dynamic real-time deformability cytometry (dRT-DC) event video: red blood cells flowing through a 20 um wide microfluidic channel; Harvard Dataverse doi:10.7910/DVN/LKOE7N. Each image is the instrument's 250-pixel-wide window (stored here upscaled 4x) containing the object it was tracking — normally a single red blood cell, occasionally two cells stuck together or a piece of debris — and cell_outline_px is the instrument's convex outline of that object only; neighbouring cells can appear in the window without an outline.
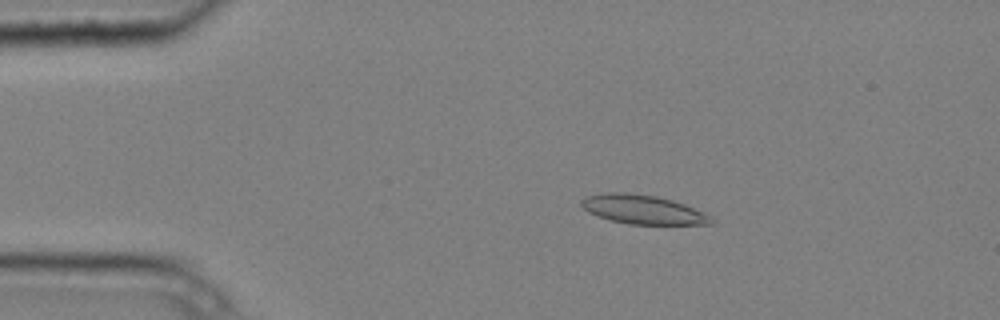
{"species": "common noctule bat (a hibernating species)", "species_latin": "Nyctalus noctula", "temperature_condition": "cold", "stored_images_in_passage": 6, "camera_frame_rate_fps": 3000, "um_per_image_px": 0.085, "animal": {"sex": "male", "body_mass_g": 20.4}, "frame": {"image": 1, "passage_image": 2, "time_ms": 0.333, "image_size_px": [1000, 320], "cell_outline_px": [[716, 220], [712, 224], [628, 224], [612, 220], [588, 212], [580, 204], [580, 200], [588, 196], [608, 192], [624, 192], [656, 196], [672, 200], [684, 204], [712, 216]], "centroid_in_image_um": [54.67, 17.81], "position_along_channel_um": 30.3, "area_um2": 21.79}}
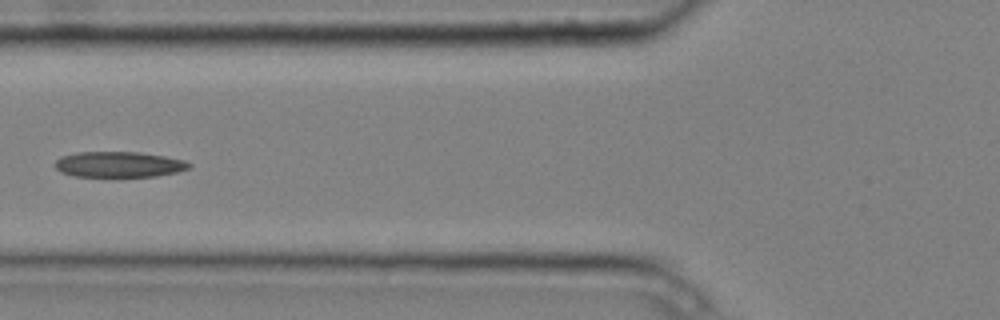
{"frame": {"image": 2, "passage_image": 5, "time_ms": 1.333, "image_size_px": [1000, 320], "cell_outline_px": [[192, 168], [176, 172], [156, 176], [72, 176], [60, 172], [56, 168], [56, 160], [60, 156], [76, 152], [140, 152], [164, 156], [184, 160], [192, 164]], "centroid_in_image_um": [10.11, 13.97], "position_along_channel_um": 115.7, "area_um2": 20.06}}
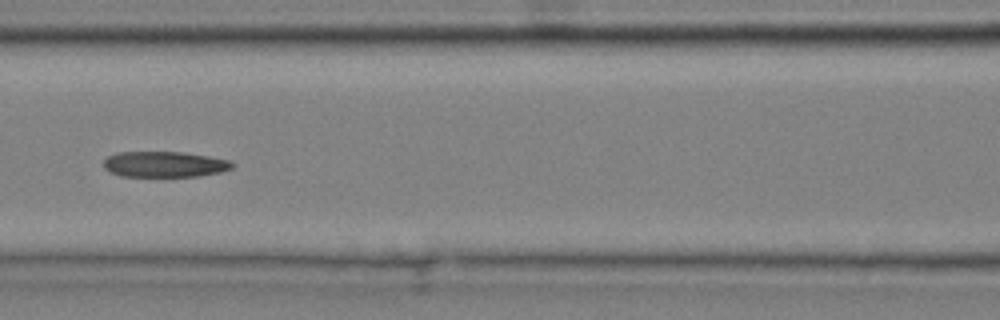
{"frame": {"image": 3, "passage_image": 6, "time_ms": 1.667, "image_size_px": [1000, 320], "cell_outline_px": [[236, 164], [232, 168], [220, 172], [200, 176], [120, 176], [104, 168], [104, 160], [108, 156], [116, 152], [184, 152], [208, 156], [228, 160]], "centroid_in_image_um": [13.99, 13.96], "position_along_channel_um": 152.6, "area_um2": 19.25}}